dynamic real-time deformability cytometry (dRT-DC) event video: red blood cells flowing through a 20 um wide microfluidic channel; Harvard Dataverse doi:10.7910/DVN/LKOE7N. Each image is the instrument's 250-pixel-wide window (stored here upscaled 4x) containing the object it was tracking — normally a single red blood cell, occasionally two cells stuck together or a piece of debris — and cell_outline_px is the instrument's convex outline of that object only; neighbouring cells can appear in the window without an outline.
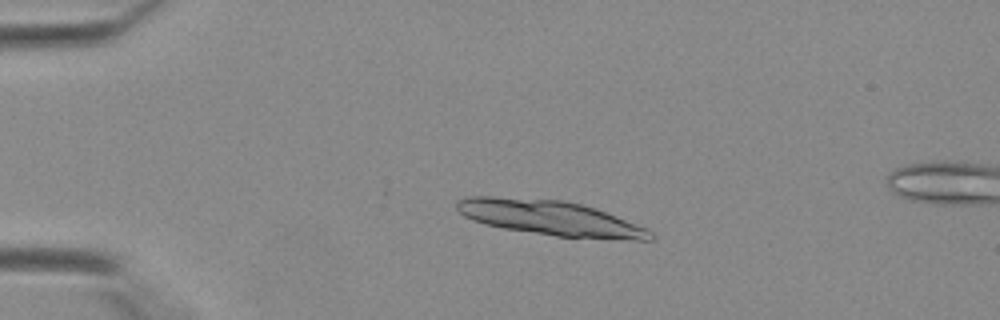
{"species": "Egyptian fruit bat (a non-hibernating species)", "species_latin": "Rousettus aegyptiacus", "temperature_condition": "warm", "stored_images_in_passage": 8, "camera_frame_rate_fps": 3000, "um_per_image_px": 0.085, "animal": {"sex": "female"}, "frame": {"image": 1, "passage_image": 4, "time_ms": 1.0, "image_size_px": [1000, 320], "cell_outline_px": [[652, 240], [632, 240], [556, 236], [504, 228], [484, 224], [472, 220], [464, 216], [456, 208], [456, 200], [464, 196], [492, 196], [564, 200], [596, 208], [648, 228], [652, 232]], "centroid_in_image_um": [46.75, 18.52], "position_along_channel_um": 38.3, "area_um2": 39.48}}